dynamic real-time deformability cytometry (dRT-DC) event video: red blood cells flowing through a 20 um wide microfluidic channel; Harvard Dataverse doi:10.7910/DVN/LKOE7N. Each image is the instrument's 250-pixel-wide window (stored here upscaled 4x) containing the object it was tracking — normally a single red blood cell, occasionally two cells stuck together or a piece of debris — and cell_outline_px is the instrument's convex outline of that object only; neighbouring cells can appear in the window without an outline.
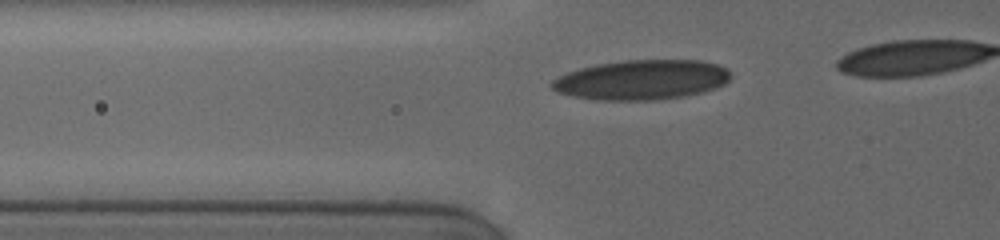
{"species": "human", "species_latin": "Homo sapiens", "temperature_condition": "cold", "stored_images_in_passage": 32, "camera_frame_rate_fps": 3000, "um_per_image_px": 0.085, "donor": {"sex": "female"}, "frame": {"image": 1, "passage_image": 8, "time_ms": 3.0, "image_size_px": [1000, 240], "cell_outline_px": [[732, 76], [724, 84], [716, 88], [684, 96], [656, 100], [596, 100], [572, 96], [560, 92], [552, 88], [548, 84], [552, 80], [568, 72], [580, 68], [596, 64], [620, 60], [700, 60], [716, 64], [724, 68]], "centroid_in_image_um": [54.51, 6.78], "position_along_channel_um": 71.3, "area_um2": 41.44}}
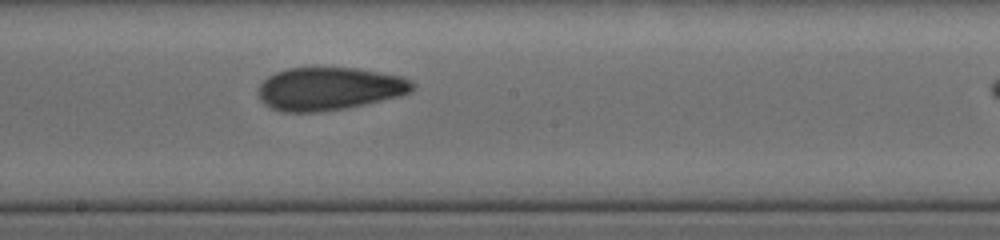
{"frame": {"image": 2, "passage_image": 18, "time_ms": 7.0, "image_size_px": [1000, 240], "cell_outline_px": [[416, 88], [412, 92], [400, 96], [364, 104], [324, 112], [280, 112], [264, 104], [260, 100], [256, 92], [256, 88], [268, 76], [276, 72], [288, 68], [356, 68], [404, 76], [412, 80], [416, 84]], "centroid_in_image_um": [27.99, 7.54], "position_along_channel_um": 220.2, "area_um2": 39.07}}
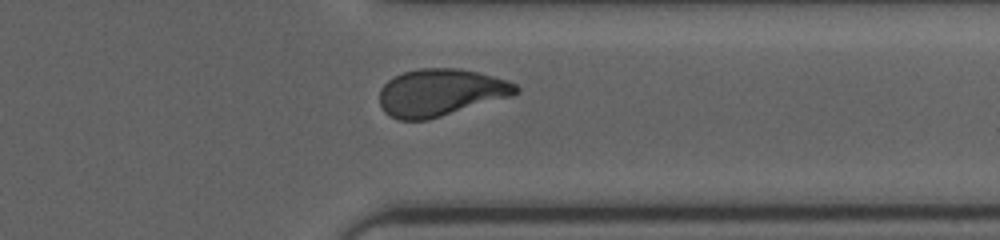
{"frame": {"image": 3, "passage_image": 28, "time_ms": 11.0, "image_size_px": [1000, 240], "cell_outline_px": [[520, 92], [512, 96], [428, 120], [396, 120], [388, 116], [384, 112], [380, 104], [380, 88], [392, 76], [404, 72], [420, 68], [460, 68], [480, 72], [508, 80], [516, 84], [520, 88]], "centroid_in_image_um": [37.45, 7.86], "position_along_channel_um": 373.9, "area_um2": 37.97}}